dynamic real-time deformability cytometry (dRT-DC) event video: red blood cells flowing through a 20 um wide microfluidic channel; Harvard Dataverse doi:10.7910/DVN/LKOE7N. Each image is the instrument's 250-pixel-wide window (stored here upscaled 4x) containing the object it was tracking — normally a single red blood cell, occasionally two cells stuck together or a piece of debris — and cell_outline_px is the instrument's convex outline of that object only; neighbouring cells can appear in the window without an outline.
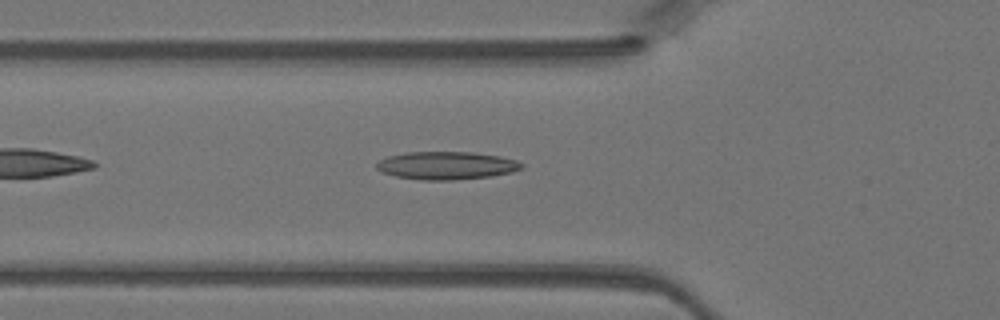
{"species": "Egyptian fruit bat (a non-hibernating species)", "species_latin": "Rousettus aegyptiacus", "temperature_condition": "warm", "stored_images_in_passage": 34, "camera_frame_rate_fps": 3000, "um_per_image_px": 0.085, "animal": {"sex": "female"}, "frame": {"image": 1, "passage_image": 5, "time_ms": 1.333, "image_size_px": [1000, 320], "cell_outline_px": [[524, 168], [512, 172], [492, 176], [452, 180], [420, 180], [396, 176], [380, 172], [376, 168], [376, 164], [380, 160], [388, 156], [404, 152], [472, 152], [500, 156], [516, 160], [524, 164]], "centroid_in_image_um": [37.96, 14.07], "position_along_channel_um": 87.8, "area_um2": 23.76}}
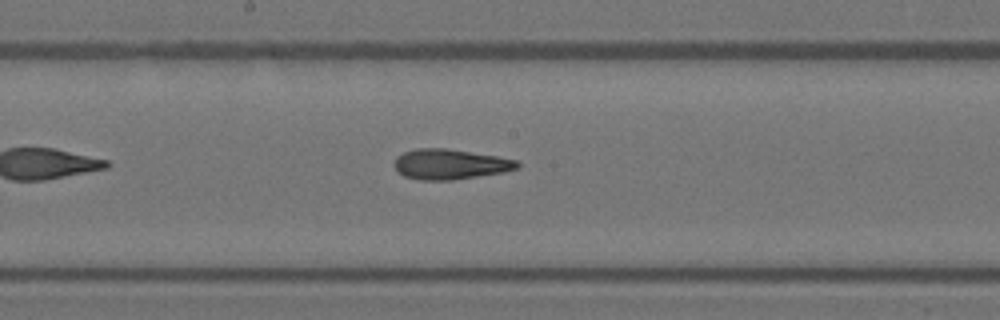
{"frame": {"image": 2, "passage_image": 13, "time_ms": 4.0, "image_size_px": [1000, 320], "cell_outline_px": [[520, 164], [516, 168], [504, 172], [452, 180], [420, 180], [404, 176], [396, 172], [392, 164], [396, 156], [404, 152], [416, 148], [444, 148], [496, 156], [516, 160]], "centroid_in_image_um": [38.17, 13.96], "position_along_channel_um": 210.0, "area_um2": 21.68}}
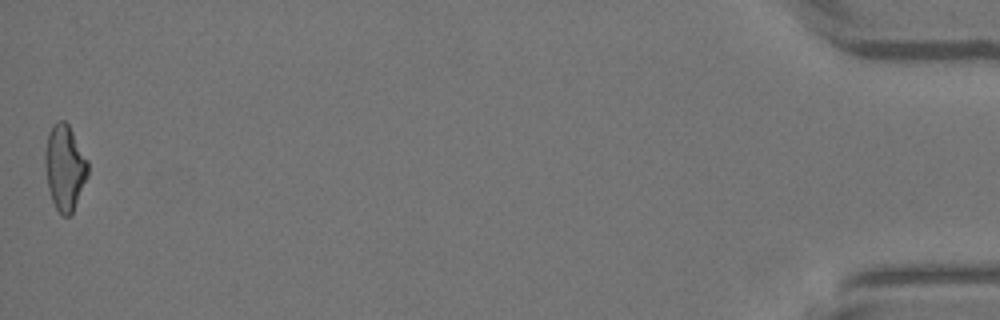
{"frame": {"image": 3, "passage_image": 34, "time_ms": 11.0, "image_size_px": [1000, 320], "cell_outline_px": [[88, 176], [72, 216], [64, 216], [56, 208], [52, 200], [48, 188], [44, 164], [44, 152], [48, 132], [52, 124], [56, 120], [64, 120], [68, 124], [88, 160]], "centroid_in_image_um": [5.5, 14.23], "position_along_channel_um": 429.7, "area_um2": 21.68}}